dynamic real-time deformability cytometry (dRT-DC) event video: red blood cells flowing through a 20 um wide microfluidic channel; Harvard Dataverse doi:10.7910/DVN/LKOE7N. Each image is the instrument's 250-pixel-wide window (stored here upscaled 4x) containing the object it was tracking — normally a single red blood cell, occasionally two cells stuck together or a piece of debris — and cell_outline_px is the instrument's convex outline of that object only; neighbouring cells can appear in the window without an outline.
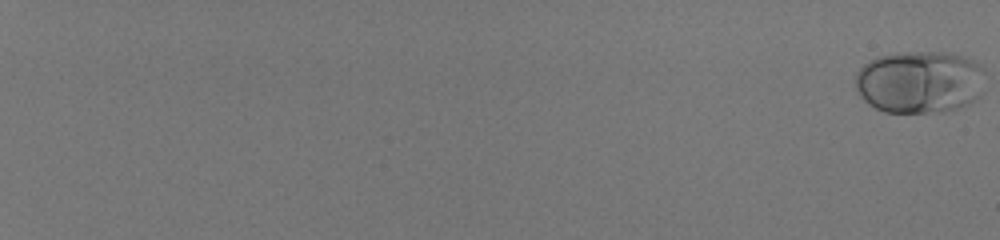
{"species": "human", "species_latin": "Homo sapiens", "temperature_condition": "room temperature", "stored_images_in_passage": 59, "camera_frame_rate_fps": 3000, "um_per_image_px": 0.085, "donor": {"sex": "male"}, "frame": {"image": 1, "passage_image": 1, "time_ms": 0.0, "image_size_px": [1000, 240], "cell_outline_px": [[980, 96], [956, 108], [944, 112], [884, 112], [868, 104], [860, 96], [856, 88], [856, 72], [864, 64], [876, 56], [904, 52], [944, 52], [964, 56], [980, 64]], "centroid_in_image_um": [78.09, 6.96], "position_along_channel_um": 6.9, "area_um2": 46.88}}
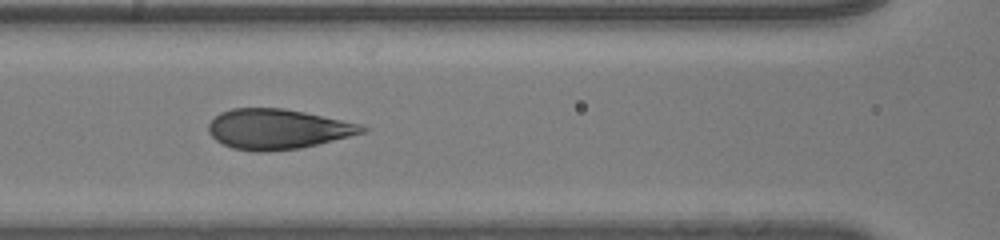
{"frame": {"image": 2, "passage_image": 34, "time_ms": 11.0, "image_size_px": [1000, 240], "cell_outline_px": [[368, 132], [300, 148], [268, 152], [256, 152], [232, 148], [216, 140], [208, 132], [208, 124], [220, 112], [232, 108], [284, 108], [304, 112], [360, 124], [368, 128]], "centroid_in_image_um": [23.59, 10.98], "position_along_channel_um": 143.0, "area_um2": 35.89}}
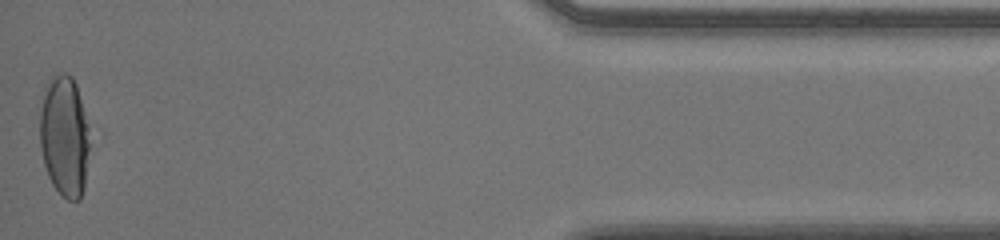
{"frame": {"image": 3, "passage_image": 59, "time_ms": 19.333, "image_size_px": [1000, 240], "cell_outline_px": [[96, 132], [84, 188], [80, 200], [68, 200], [60, 196], [52, 184], [48, 176], [44, 164], [40, 144], [40, 112], [44, 96], [52, 76], [64, 72], [72, 76], [76, 84]], "centroid_in_image_um": [5.61, 11.62], "position_along_channel_um": 429.6, "area_um2": 37.22}, "authors_computed_cell_mechanics": {"area_um2": 36.9342, "velocity_mm_per_s": 4.0617, "shape_relaxation_time_tau1_ms": 4.1331, "shape_relaxation_time_tau2_ms": null, "deformation_change_tau1": 0.1643, "deformation_change_tau2": null}}